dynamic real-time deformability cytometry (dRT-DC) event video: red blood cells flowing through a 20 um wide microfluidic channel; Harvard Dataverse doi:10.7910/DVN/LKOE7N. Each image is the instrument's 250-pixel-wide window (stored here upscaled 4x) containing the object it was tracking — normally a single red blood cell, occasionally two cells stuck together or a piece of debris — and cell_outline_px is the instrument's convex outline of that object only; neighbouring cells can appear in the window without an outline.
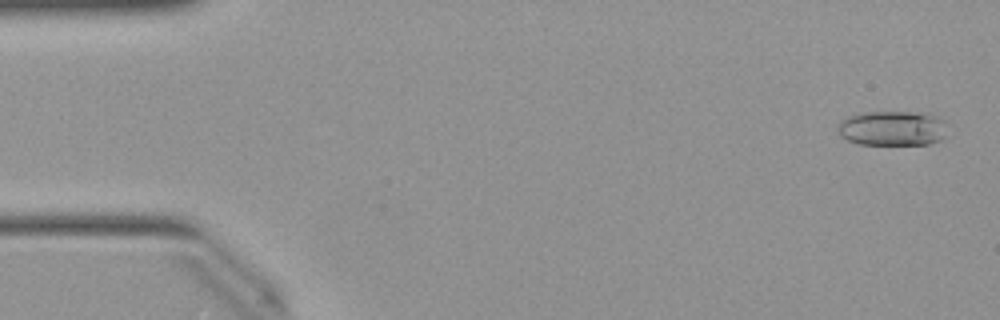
{"species": "Egyptian fruit bat (a non-hibernating species)", "species_latin": "Rousettus aegyptiacus", "temperature_condition": "warm", "stored_images_in_passage": 51, "camera_frame_rate_fps": 3000, "um_per_image_px": 0.085, "animal": {"sex": "female"}, "frame": {"image": 1, "passage_image": 2, "time_ms": 0.333, "image_size_px": [1000, 320], "cell_outline_px": [[948, 124], [944, 136], [940, 140], [928, 144], [860, 144], [848, 140], [840, 136], [836, 128], [840, 120], [848, 116], [860, 112], [928, 112], [944, 120]], "centroid_in_image_um": [75.86, 10.88], "position_along_channel_um": 9.1, "area_um2": 22.66}}
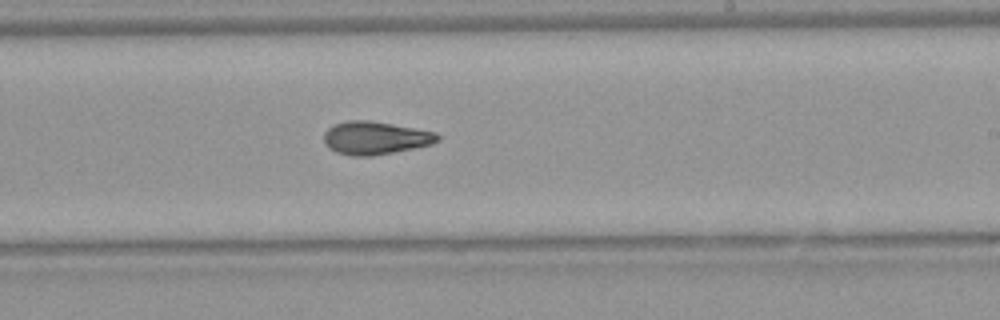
{"frame": {"image": 2, "passage_image": 30, "time_ms": 9.667, "image_size_px": [1000, 320], "cell_outline_px": [[440, 140], [432, 144], [372, 156], [352, 156], [336, 152], [328, 148], [324, 144], [324, 132], [328, 128], [336, 124], [348, 120], [368, 120], [392, 124], [436, 132], [440, 136]], "centroid_in_image_um": [31.88, 11.73], "position_along_channel_um": 257.1, "area_um2": 21.79}}
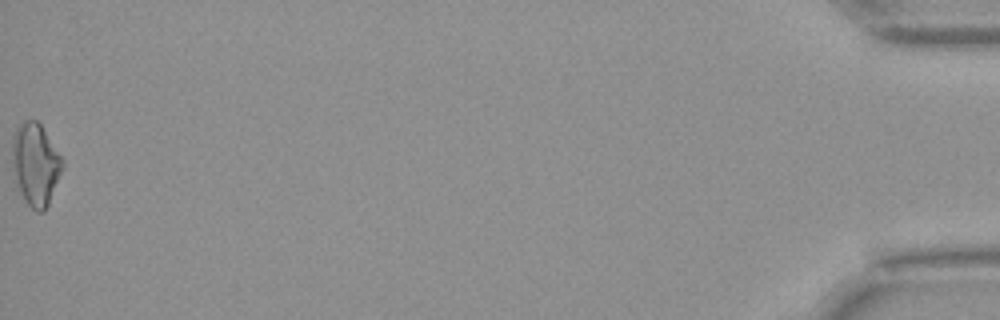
{"frame": {"image": 3, "passage_image": 51, "time_ms": 16.667, "image_size_px": [1000, 320], "cell_outline_px": [[64, 168], [48, 204], [44, 212], [36, 212], [24, 200], [20, 192], [12, 164], [12, 136], [16, 128], [24, 120], [36, 120], [40, 124], [64, 160]], "centroid_in_image_um": [3.03, 13.96], "position_along_channel_um": 432.2, "area_um2": 24.04}, "authors_computed_cell_mechanics": {"area_um2": 21.6172, "velocity_mm_per_s": 4.0226, "shape_relaxation_time_tau1_ms": null, "shape_relaxation_time_tau2_ms": 3.8764, "deformation_change_tau1": null, "deformation_change_tau2": 0.1182}}